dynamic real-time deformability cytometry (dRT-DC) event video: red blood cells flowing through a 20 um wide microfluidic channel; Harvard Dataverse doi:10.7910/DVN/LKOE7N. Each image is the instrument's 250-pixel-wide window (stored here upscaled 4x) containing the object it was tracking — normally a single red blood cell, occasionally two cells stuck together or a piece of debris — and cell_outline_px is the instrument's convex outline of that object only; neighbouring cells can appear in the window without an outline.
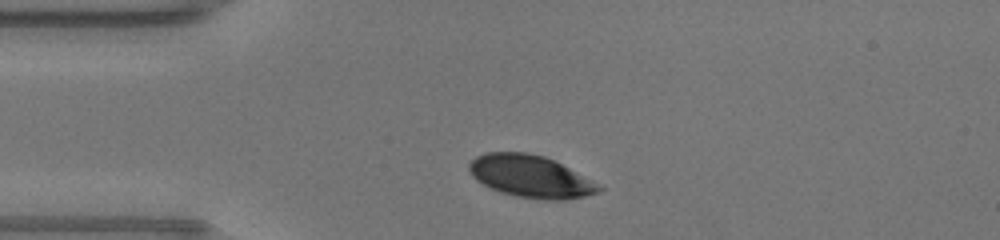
{"species": "human", "species_latin": "Homo sapiens", "temperature_condition": "warm", "stored_images_in_passage": 29, "camera_frame_rate_fps": 3000, "um_per_image_px": 0.085, "donor": {"sex": "male"}, "frame": {"image": 1, "passage_image": 1, "time_ms": 0.0, "image_size_px": [1000, 240], "cell_outline_px": [[604, 188], [596, 192], [584, 196], [564, 200], [548, 200], [516, 196], [500, 192], [476, 180], [472, 176], [468, 168], [468, 164], [476, 156], [484, 152], [524, 152], [544, 156], [568, 168]], "centroid_in_image_um": [45.03, 14.99], "position_along_channel_um": 40.0, "area_um2": 31.39}}
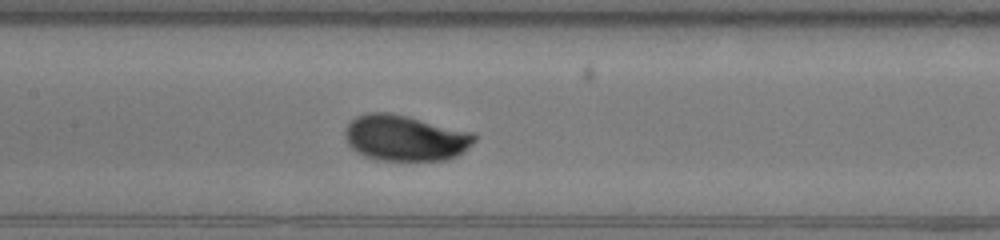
{"frame": {"image": 2, "passage_image": 12, "time_ms": 3.667, "image_size_px": [1000, 240], "cell_outline_px": [[476, 140], [464, 152], [448, 160], [376, 160], [364, 156], [356, 152], [348, 144], [344, 136], [344, 132], [348, 124], [356, 116], [364, 112], [392, 112], [472, 132], [476, 136]], "centroid_in_image_um": [34.42, 11.72], "position_along_channel_um": 173.0, "area_um2": 34.85}}
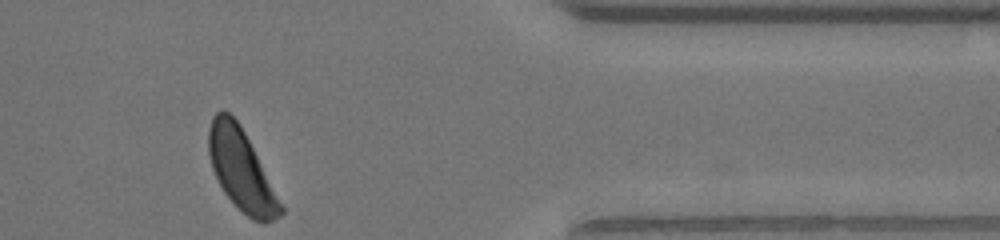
{"frame": {"image": 3, "passage_image": 29, "time_ms": 9.333, "image_size_px": [1000, 240], "cell_outline_px": [[284, 212], [280, 216], [264, 224], [252, 220], [224, 192], [212, 168], [208, 152], [208, 128], [212, 116], [220, 108], [224, 108], [240, 124], [284, 208]], "centroid_in_image_um": [20.48, 14.41], "position_along_channel_um": 390.9, "area_um2": 33.47}, "authors_computed_cell_mechanics": {"area_um2": 33.6396, "velocity_mm_per_s": 4.3252, "shape_relaxation_time_tau1_ms": 2.0872, "shape_relaxation_time_tau2_ms": null, "deformation_change_tau1": 0.1113, "deformation_change_tau2": null}}